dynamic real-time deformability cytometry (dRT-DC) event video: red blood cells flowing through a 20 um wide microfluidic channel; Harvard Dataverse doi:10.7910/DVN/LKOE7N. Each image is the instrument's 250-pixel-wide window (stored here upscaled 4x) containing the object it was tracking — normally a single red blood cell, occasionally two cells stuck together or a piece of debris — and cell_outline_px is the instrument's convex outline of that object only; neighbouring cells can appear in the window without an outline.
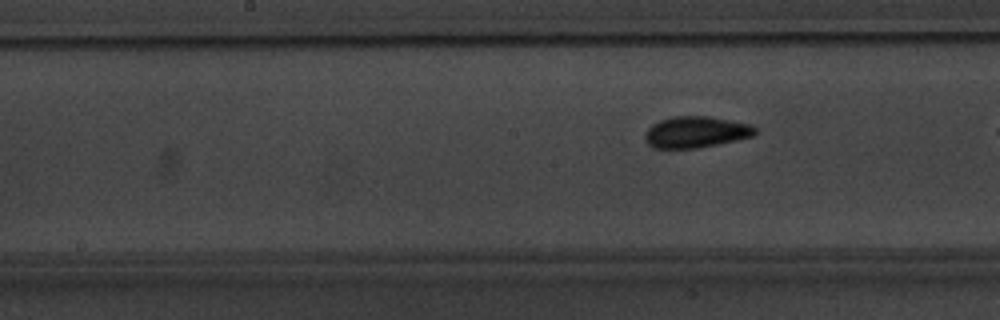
{"species": "common noctule bat (a hibernating species)", "species_latin": "Nyctalus noctula", "temperature_condition": "warm", "stored_images_in_passage": 9, "segment_of_instrument_passage": [2, 2], "camera_frame_rate_fps": 3000, "um_per_image_px": 0.085, "animal": {"sex": "male", "body_mass_g": 20.1, "forearm_length_mm": 53.5}, "frame": {"image": 1, "passage_image": 9, "time_ms": 10.333, "image_size_px": [1000, 320], "cell_outline_px": [[756, 132], [752, 136], [736, 140], [696, 148], [652, 148], [644, 140], [644, 136], [648, 128], [652, 124], [660, 120], [672, 116], [708, 116], [752, 124], [756, 128]], "centroid_in_image_um": [59.12, 11.22], "position_along_channel_um": 189.1, "area_um2": 20.11}}